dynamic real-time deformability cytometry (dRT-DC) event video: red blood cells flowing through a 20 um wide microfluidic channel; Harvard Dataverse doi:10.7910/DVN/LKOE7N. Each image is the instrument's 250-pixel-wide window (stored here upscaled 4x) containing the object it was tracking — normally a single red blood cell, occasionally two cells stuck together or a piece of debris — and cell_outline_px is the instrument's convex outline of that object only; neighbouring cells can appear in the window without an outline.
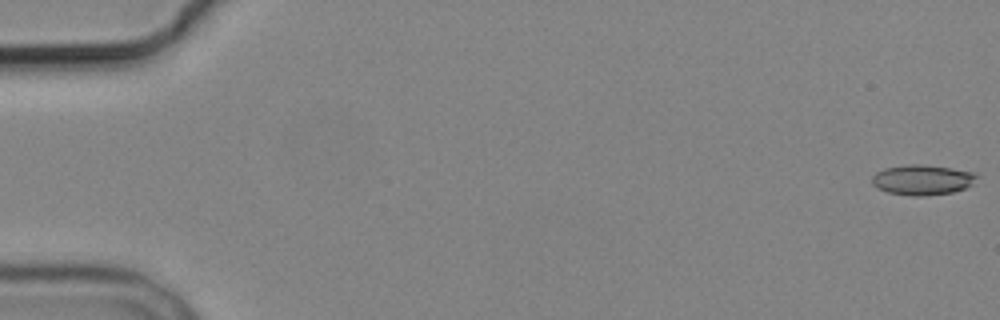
{"species": "common noctule bat (a hibernating species)", "species_latin": "Nyctalus noctula", "temperature_condition": "cold", "stored_images_in_passage": 8, "camera_frame_rate_fps": 3000, "um_per_image_px": 0.085, "animal": {"sex": "male", "body_mass_g": 19.2, "forearm_length_mm": 51.8}, "frame": {"image": 1, "passage_image": 1, "time_ms": 0.0, "image_size_px": [1000, 320], "cell_outline_px": [[980, 176], [972, 184], [964, 188], [952, 192], [924, 196], [912, 196], [888, 192], [876, 188], [872, 184], [872, 176], [876, 172], [884, 168], [908, 164], [920, 164], [952, 168], [972, 172]], "centroid_in_image_um": [78.38, 15.28], "position_along_channel_um": 6.6, "area_um2": 18.5}}
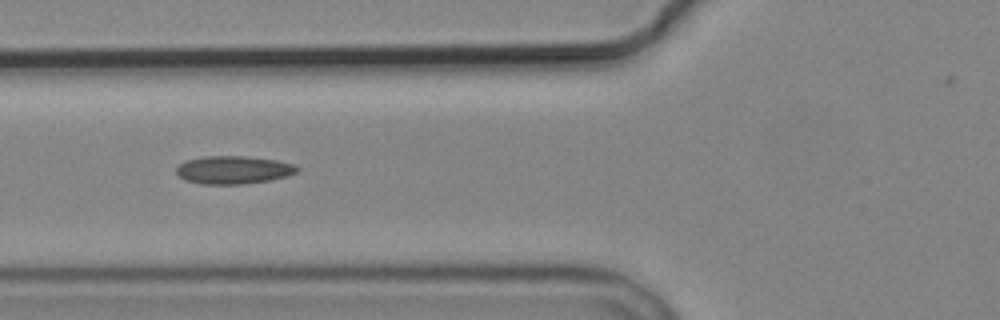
{"frame": {"image": 2, "passage_image": 7, "time_ms": 7.0, "image_size_px": [1000, 320], "cell_outline_px": [[300, 168], [296, 172], [288, 176], [272, 180], [244, 184], [200, 184], [184, 180], [176, 172], [176, 168], [184, 160], [204, 156], [244, 156], [276, 160], [296, 164]], "centroid_in_image_um": [19.85, 14.44], "position_along_channel_um": 105.9, "area_um2": 19.94}}
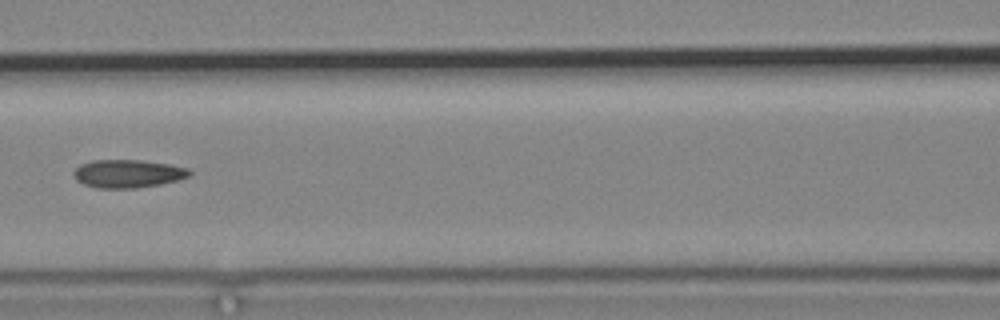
{"frame": {"image": 3, "passage_image": 8, "time_ms": 8.333, "image_size_px": [1000, 320], "cell_outline_px": [[192, 172], [188, 176], [176, 180], [160, 184], [136, 188], [96, 188], [84, 184], [76, 180], [72, 172], [80, 164], [92, 160], [140, 160], [168, 164], [188, 168]], "centroid_in_image_um": [10.83, 14.76], "position_along_channel_um": 155.8, "area_um2": 18.9}}